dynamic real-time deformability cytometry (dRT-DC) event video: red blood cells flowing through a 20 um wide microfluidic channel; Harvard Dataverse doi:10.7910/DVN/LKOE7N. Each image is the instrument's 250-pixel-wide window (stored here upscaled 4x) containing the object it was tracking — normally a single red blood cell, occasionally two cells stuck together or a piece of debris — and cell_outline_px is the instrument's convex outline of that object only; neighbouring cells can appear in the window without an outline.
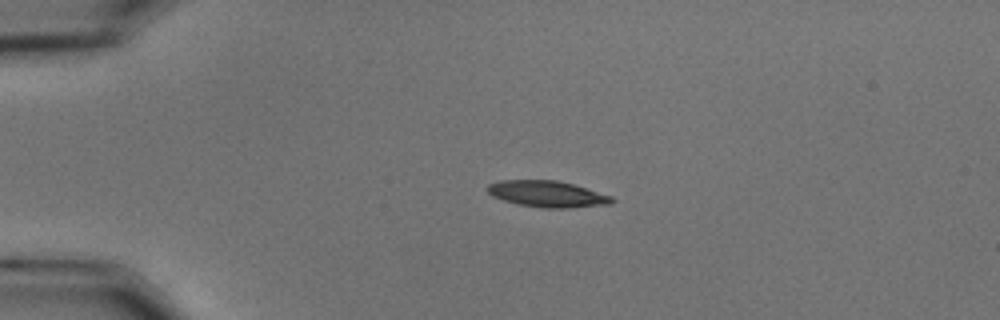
{"species": "common noctule bat (a hibernating species)", "species_latin": "Nyctalus noctula", "temperature_condition": "cold", "stored_images_in_passage": 9, "camera_frame_rate_fps": 3000, "um_per_image_px": 0.085, "animal": {"sex": "male", "body_mass_g": 15.6}, "frame": {"image": 1, "passage_image": 1, "time_ms": 0.0, "image_size_px": [1000, 320], "cell_outline_px": [[616, 200], [612, 204], [568, 208], [544, 208], [516, 204], [492, 196], [484, 188], [488, 184], [500, 180], [556, 180], [572, 184], [612, 196]], "centroid_in_image_um": [46.5, 16.49], "position_along_channel_um": 38.5, "area_um2": 19.19}}